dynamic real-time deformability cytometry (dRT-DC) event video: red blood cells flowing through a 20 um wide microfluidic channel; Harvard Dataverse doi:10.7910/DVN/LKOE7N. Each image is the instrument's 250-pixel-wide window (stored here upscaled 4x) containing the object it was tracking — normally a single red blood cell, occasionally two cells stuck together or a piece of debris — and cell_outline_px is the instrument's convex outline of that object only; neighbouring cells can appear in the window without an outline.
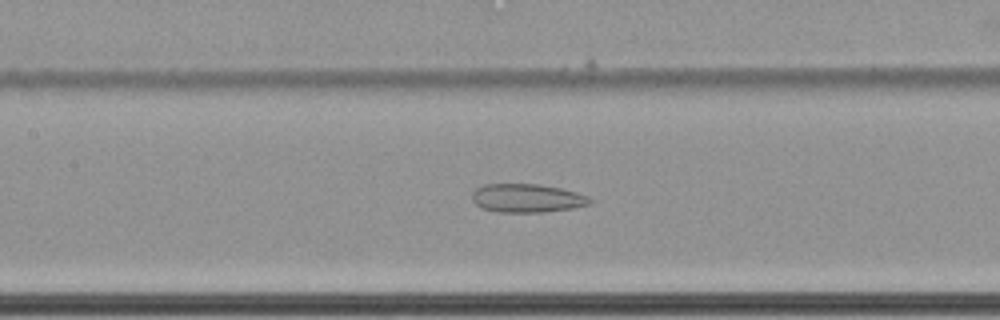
{"species": "common noctule bat (a hibernating species)", "species_latin": "Nyctalus noctula", "temperature_condition": "cold", "stored_images_in_passage": 48, "camera_frame_rate_fps": 3000, "um_per_image_px": 0.085, "animal": {"sex": "female", "body_mass_g": 22.7, "forearm_length_mm": 54.2}, "frame": {"image": 1, "passage_image": 17, "time_ms": 5.333, "image_size_px": [1000, 320], "cell_outline_px": [[592, 204], [572, 208], [544, 212], [496, 212], [480, 208], [472, 200], [472, 192], [476, 188], [484, 184], [540, 184], [560, 188], [576, 192], [588, 196], [592, 200]], "centroid_in_image_um": [44.78, 16.84], "position_along_channel_um": 162.6, "area_um2": 19.77}}
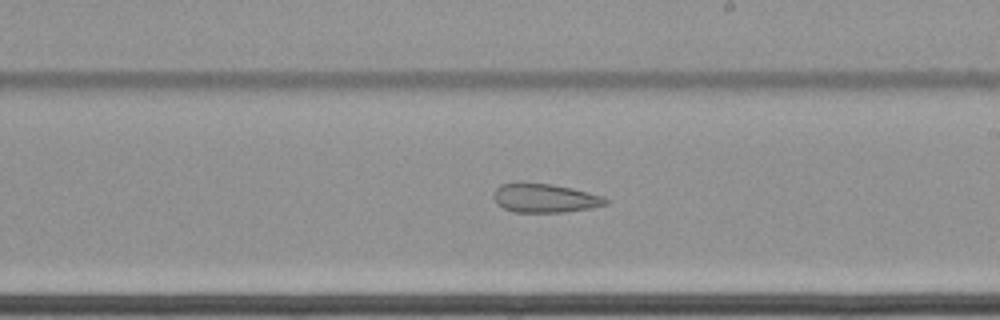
{"frame": {"image": 2, "passage_image": 24, "time_ms": 7.667, "image_size_px": [1000, 320], "cell_outline_px": [[608, 204], [592, 208], [564, 212], [512, 212], [496, 204], [492, 196], [496, 188], [500, 184], [516, 180], [552, 184], [572, 188], [604, 196], [608, 200]], "centroid_in_image_um": [46.26, 16.81], "position_along_channel_um": 242.7, "area_um2": 19.48}}
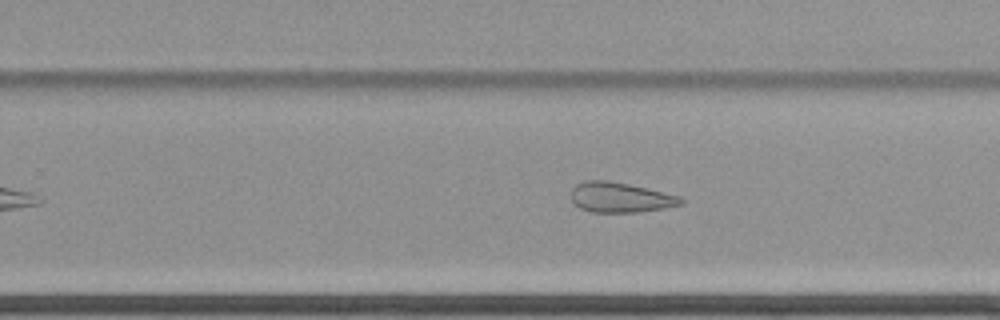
{"frame": {"image": 3, "passage_image": 27, "time_ms": 8.667, "image_size_px": [1000, 320], "cell_outline_px": [[684, 204], [664, 208], [640, 212], [592, 212], [580, 208], [572, 200], [572, 188], [576, 184], [584, 180], [608, 180], [648, 188], [680, 196], [684, 200]], "centroid_in_image_um": [52.75, 16.77], "position_along_channel_um": 277.1, "area_um2": 19.31}, "authors_computed_cell_mechanics": {"area_um2": 23.3512, "velocity_mm_per_s": 3.4454, "shape_relaxation_time_tau1_ms": null, "shape_relaxation_time_tau2_ms": 6.0534, "deformation_change_tau1": null, "deformation_change_tau2": 0.1437}}